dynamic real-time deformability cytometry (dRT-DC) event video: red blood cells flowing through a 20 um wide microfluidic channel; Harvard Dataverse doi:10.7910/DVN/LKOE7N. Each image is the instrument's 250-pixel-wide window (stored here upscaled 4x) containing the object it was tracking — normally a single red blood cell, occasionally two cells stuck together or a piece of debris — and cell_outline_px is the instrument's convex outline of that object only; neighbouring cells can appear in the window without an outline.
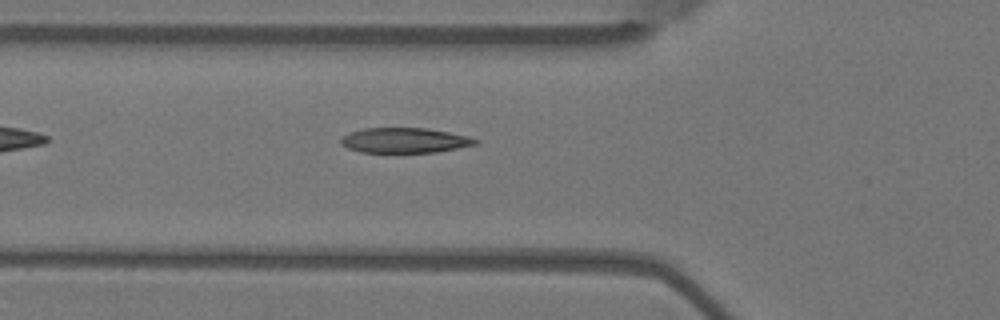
{"species": "Egyptian fruit bat (a non-hibernating species)", "species_latin": "Rousettus aegyptiacus", "temperature_condition": "warm", "stored_images_in_passage": 5, "camera_frame_rate_fps": 3000, "um_per_image_px": 0.085, "animal": {"sex": "female"}, "frame": {"image": 1, "passage_image": 5, "time_ms": 1.333, "image_size_px": [1000, 320], "cell_outline_px": [[480, 140], [476, 144], [436, 152], [360, 152], [348, 148], [340, 144], [340, 140], [344, 136], [352, 132], [364, 128], [428, 128], [468, 136]], "centroid_in_image_um": [34.4, 11.93], "position_along_channel_um": 91.4, "area_um2": 19.48}}